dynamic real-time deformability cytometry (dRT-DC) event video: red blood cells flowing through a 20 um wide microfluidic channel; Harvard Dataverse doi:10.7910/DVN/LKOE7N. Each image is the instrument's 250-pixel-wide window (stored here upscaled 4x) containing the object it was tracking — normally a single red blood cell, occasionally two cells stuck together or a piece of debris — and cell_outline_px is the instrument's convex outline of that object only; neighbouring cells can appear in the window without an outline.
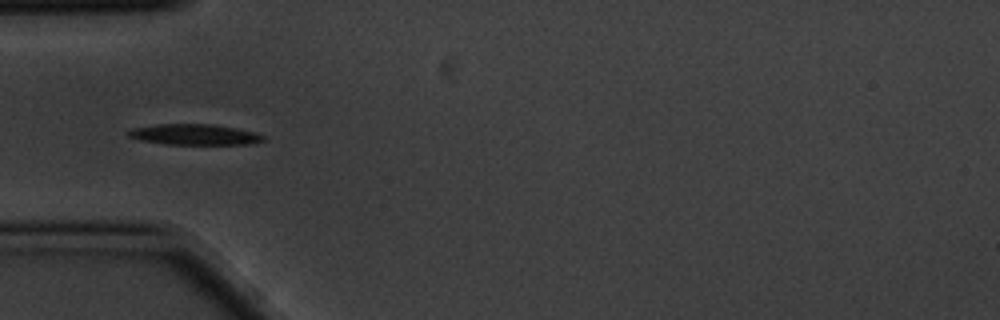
{"species": "common noctule bat (a hibernating species)", "species_latin": "Nyctalus noctula", "temperature_condition": "cold", "stored_images_in_passage": 10, "camera_frame_rate_fps": 3000, "um_per_image_px": 0.085, "animal": {"sex": "male", "body_mass_g": 20.1, "forearm_length_mm": 53.5}, "frame": {"image": 1, "passage_image": 5, "time_ms": 1.333, "image_size_px": [1000, 320], "cell_outline_px": [[264, 140], [248, 144], [164, 144], [140, 140], [128, 136], [124, 132], [132, 128], [156, 124], [212, 124], [236, 128], [252, 132], [264, 136]], "centroid_in_image_um": [16.44, 11.43], "position_along_channel_um": 68.6, "area_um2": 16.24}}
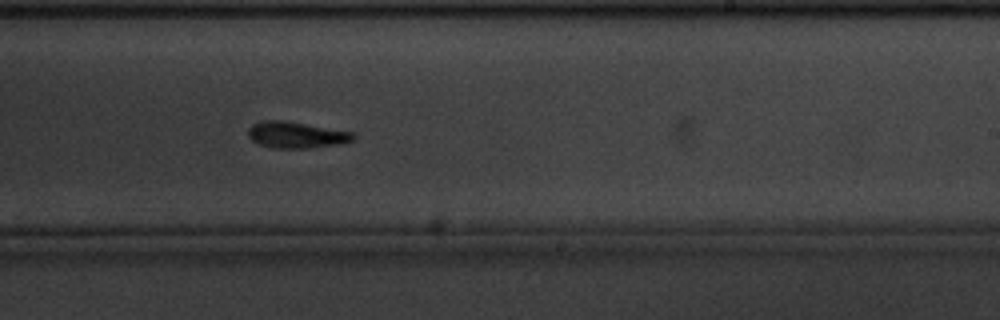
{"frame": {"image": 2, "passage_image": 10, "time_ms": 3.0, "image_size_px": [1000, 320], "cell_outline_px": [[356, 136], [352, 140], [340, 144], [304, 148], [272, 148], [260, 144], [252, 140], [248, 136], [248, 128], [252, 124], [260, 120], [284, 120], [356, 132]], "centroid_in_image_um": [25.18, 11.45], "position_along_channel_um": 263.8, "area_um2": 16.3}}